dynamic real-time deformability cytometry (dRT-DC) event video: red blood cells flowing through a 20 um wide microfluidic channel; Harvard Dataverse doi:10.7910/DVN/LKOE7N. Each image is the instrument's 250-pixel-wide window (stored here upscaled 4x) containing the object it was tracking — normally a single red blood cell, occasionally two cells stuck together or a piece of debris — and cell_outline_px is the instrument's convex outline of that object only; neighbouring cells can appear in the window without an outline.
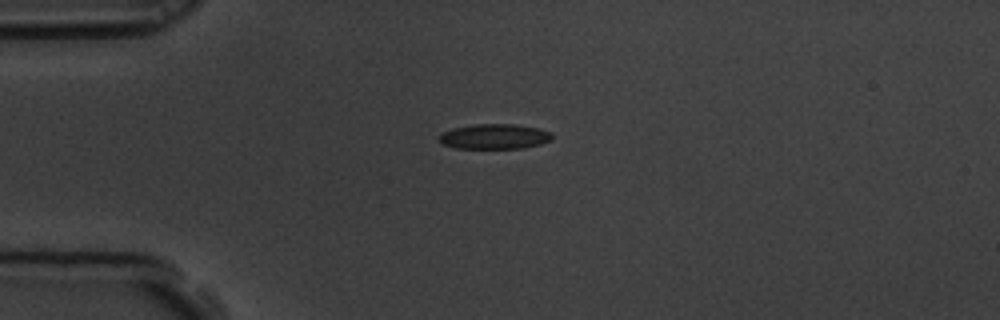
{"species": "common noctule bat (a hibernating species)", "species_latin": "Nyctalus noctula", "temperature_condition": "room temperature", "stored_images_in_passage": 44, "camera_frame_rate_fps": 3000, "um_per_image_px": 0.085, "animal": {"sex": "male", "body_mass_g": 19.5, "forearm_length_mm": 54.6}, "frame": {"image": 1, "passage_image": 1, "time_ms": 0.0, "image_size_px": [1000, 320], "cell_outline_px": [[552, 140], [540, 144], [524, 148], [456, 148], [440, 144], [440, 132], [452, 128], [472, 124], [516, 124], [540, 128], [552, 132]], "centroid_in_image_um": [42.03, 11.59], "position_along_channel_um": 43.0, "area_um2": 16.76}}
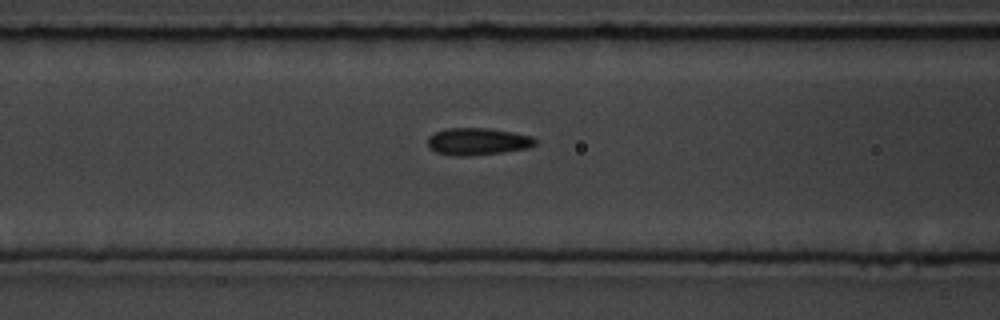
{"frame": {"image": 2, "passage_image": 10, "time_ms": 3.0, "image_size_px": [1000, 320], "cell_outline_px": [[536, 144], [528, 148], [504, 152], [468, 156], [452, 156], [436, 152], [428, 148], [428, 136], [436, 132], [448, 128], [488, 128], [512, 132], [532, 136], [536, 140]], "centroid_in_image_um": [40.58, 12.03], "position_along_channel_um": 126.0, "area_um2": 17.11}}
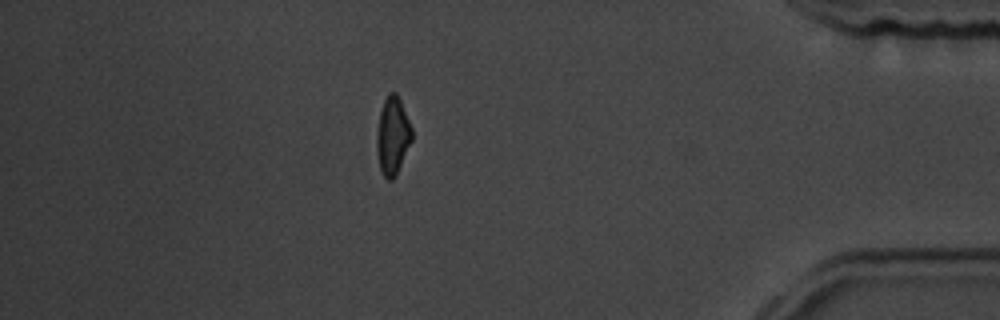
{"frame": {"image": 3, "passage_image": 37, "time_ms": 12.0, "image_size_px": [1000, 320], "cell_outline_px": [[412, 140], [396, 176], [392, 180], [388, 180], [384, 176], [380, 168], [376, 152], [376, 136], [380, 112], [384, 100], [388, 92], [396, 92], [400, 100], [412, 128]], "centroid_in_image_um": [33.37, 11.55], "position_along_channel_um": 401.8, "area_um2": 15.95}, "authors_computed_cell_mechanics": {"area_um2": 16.5597, "velocity_mm_per_s": 3.5204, "shape_relaxation_time_tau1_ms": 3.6423, "shape_relaxation_time_tau2_ms": 2.081, "deformation_change_tau1": 0.1345, "deformation_change_tau2": 0.0733}}